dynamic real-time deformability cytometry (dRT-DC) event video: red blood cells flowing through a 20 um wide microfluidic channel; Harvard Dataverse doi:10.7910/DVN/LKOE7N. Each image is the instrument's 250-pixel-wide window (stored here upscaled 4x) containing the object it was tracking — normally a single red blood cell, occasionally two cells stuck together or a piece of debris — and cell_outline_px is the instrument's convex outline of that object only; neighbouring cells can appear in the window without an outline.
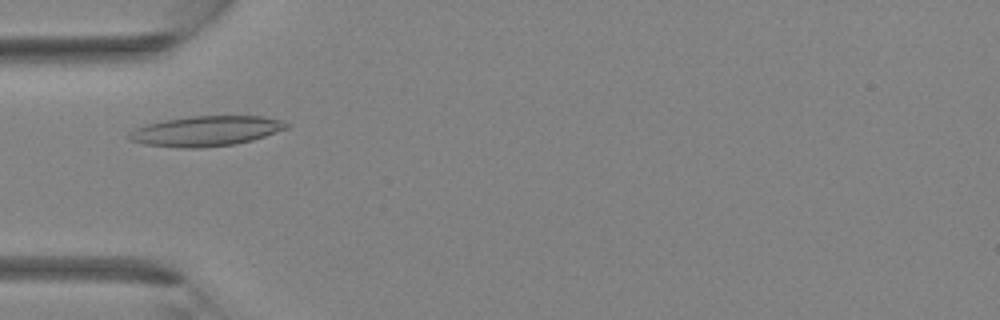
{"species": "Egyptian fruit bat (a non-hibernating species)", "species_latin": "Rousettus aegyptiacus", "temperature_condition": "room temperature", "stored_images_in_passage": 35, "camera_frame_rate_fps": 3000, "um_per_image_px": 0.085, "animal": {"sex": "female"}, "frame": {"image": 1, "passage_image": 9, "time_ms": 2.667, "image_size_px": [1000, 320], "cell_outline_px": [[292, 124], [288, 128], [252, 140], [236, 144], [200, 148], [180, 148], [144, 144], [128, 140], [124, 136], [136, 128], [148, 124], [164, 120], [192, 116], [264, 116], [280, 120]], "centroid_in_image_um": [17.5, 11.14], "position_along_channel_um": 67.5, "area_um2": 27.74}}
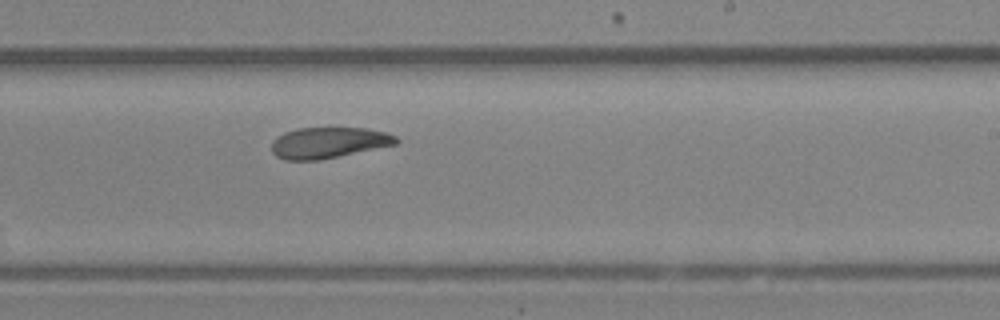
{"frame": {"image": 2, "passage_image": 20, "time_ms": 6.333, "image_size_px": [1000, 320], "cell_outline_px": [[400, 140], [396, 144], [320, 160], [284, 160], [276, 156], [272, 152], [272, 140], [276, 136], [284, 132], [296, 128], [364, 128], [384, 132], [396, 136]], "centroid_in_image_um": [27.88, 12.13], "position_along_channel_um": 261.1, "area_um2": 22.48}}
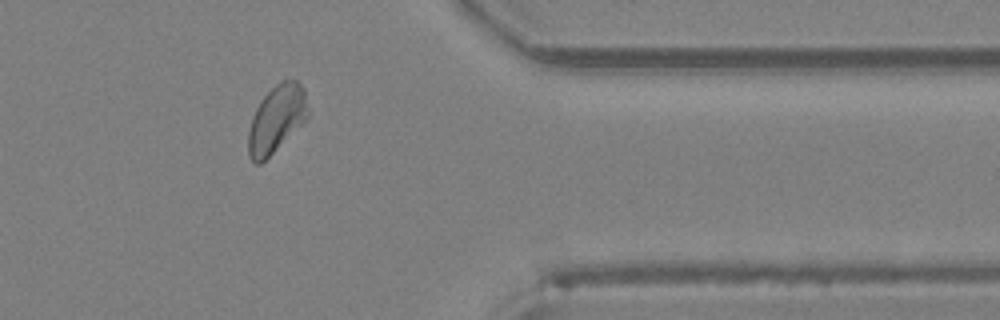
{"frame": {"image": 3, "passage_image": 28, "time_ms": 9.0, "image_size_px": [1000, 320], "cell_outline_px": [[308, 120], [260, 164], [256, 164], [248, 156], [248, 132], [252, 116], [260, 100], [276, 84], [284, 80], [296, 80], [304, 88], [308, 112]], "centroid_in_image_um": [23.51, 10.12], "position_along_channel_um": 387.9, "area_um2": 23.35}}